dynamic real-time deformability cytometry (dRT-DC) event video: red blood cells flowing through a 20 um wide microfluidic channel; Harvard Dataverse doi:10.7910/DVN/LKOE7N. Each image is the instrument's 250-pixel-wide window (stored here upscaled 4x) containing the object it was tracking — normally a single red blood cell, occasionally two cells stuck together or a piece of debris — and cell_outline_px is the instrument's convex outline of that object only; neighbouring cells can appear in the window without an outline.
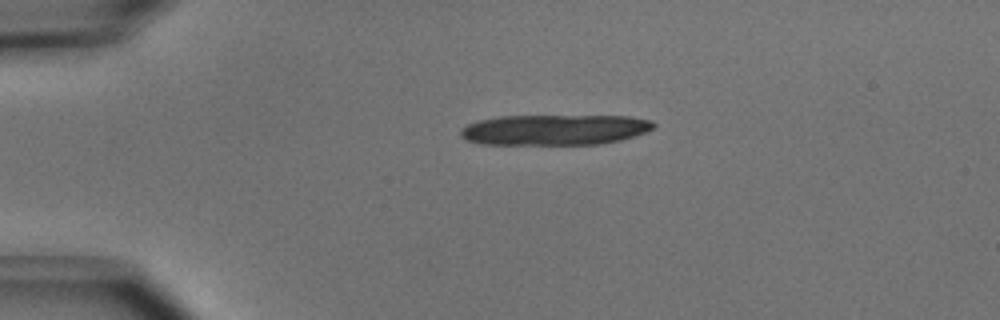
{"species": "common noctule bat (a hibernating species)", "species_latin": "Nyctalus noctula", "temperature_condition": "cold", "stored_images_in_passage": 11, "camera_frame_rate_fps": 3000, "um_per_image_px": 0.085, "animal": {"sex": "male", "body_mass_g": 15.6}, "frame": {"image": 1, "passage_image": 1, "time_ms": 0.0, "image_size_px": [1000, 320], "cell_outline_px": [[656, 124], [652, 128], [644, 132], [620, 140], [600, 144], [480, 144], [468, 140], [460, 136], [460, 128], [476, 120], [500, 116], [628, 116], [652, 120]], "centroid_in_image_um": [47.1, 11.02], "position_along_channel_um": 37.9, "area_um2": 34.33}}